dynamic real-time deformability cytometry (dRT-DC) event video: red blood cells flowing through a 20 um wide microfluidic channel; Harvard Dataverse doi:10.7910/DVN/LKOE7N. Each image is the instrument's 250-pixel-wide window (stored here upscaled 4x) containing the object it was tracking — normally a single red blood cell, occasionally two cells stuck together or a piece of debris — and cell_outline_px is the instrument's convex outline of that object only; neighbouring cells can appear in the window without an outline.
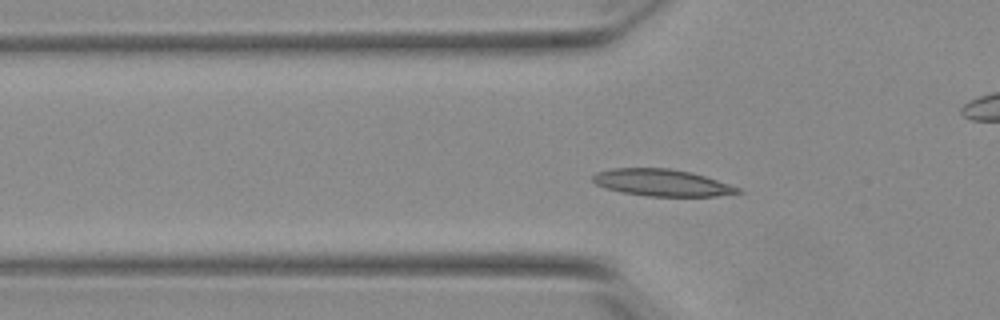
{"species": "Egyptian fruit bat (a non-hibernating species)", "species_latin": "Rousettus aegyptiacus", "temperature_condition": "warm", "stored_images_in_passage": 46, "camera_frame_rate_fps": 3000, "um_per_image_px": 0.085, "animal": {"sex": "female"}, "frame": {"image": 1, "passage_image": 10, "time_ms": 3.0, "image_size_px": [1000, 320], "cell_outline_px": [[744, 192], [716, 196], [648, 196], [624, 192], [608, 188], [596, 184], [592, 180], [592, 176], [596, 172], [612, 168], [668, 168], [692, 172], [740, 188]], "centroid_in_image_um": [56.26, 15.52], "position_along_channel_um": 69.5, "area_um2": 22.48}}
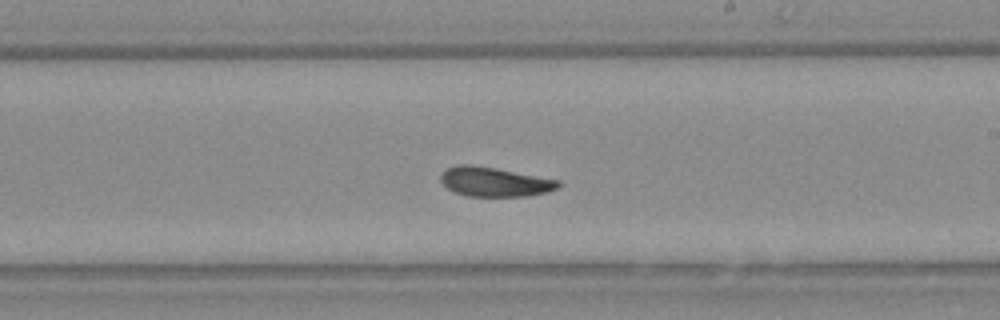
{"frame": {"image": 2, "passage_image": 24, "time_ms": 7.667, "image_size_px": [1000, 320], "cell_outline_px": [[560, 184], [556, 188], [548, 192], [528, 196], [468, 196], [452, 192], [440, 180], [440, 176], [448, 168], [460, 164], [468, 164], [496, 168], [560, 180]], "centroid_in_image_um": [42.04, 15.46], "position_along_channel_um": 247.0, "area_um2": 20.06}}
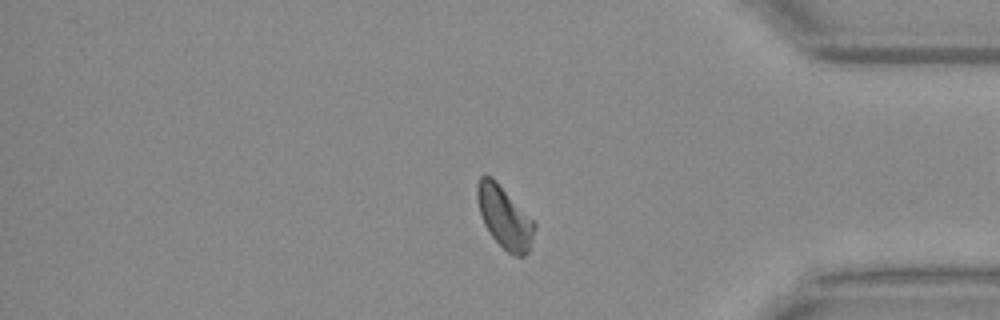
{"frame": {"image": 3, "passage_image": 37, "time_ms": 12.0, "image_size_px": [1000, 320], "cell_outline_px": [[536, 224], [528, 252], [524, 256], [516, 256], [508, 252], [492, 236], [484, 224], [480, 212], [476, 196], [476, 188], [480, 176], [492, 176]], "centroid_in_image_um": [42.86, 18.45], "position_along_channel_um": 392.3, "area_um2": 20.17}, "authors_computed_cell_mechanics": {"area_um2": 20.519, "velocity_mm_per_s": 3.8275, "shape_relaxation_time_tau1_ms": 3.3137, "shape_relaxation_time_tau2_ms": 1.3868, "deformation_change_tau1": 0.1363, "deformation_change_tau2": 0.0759}}